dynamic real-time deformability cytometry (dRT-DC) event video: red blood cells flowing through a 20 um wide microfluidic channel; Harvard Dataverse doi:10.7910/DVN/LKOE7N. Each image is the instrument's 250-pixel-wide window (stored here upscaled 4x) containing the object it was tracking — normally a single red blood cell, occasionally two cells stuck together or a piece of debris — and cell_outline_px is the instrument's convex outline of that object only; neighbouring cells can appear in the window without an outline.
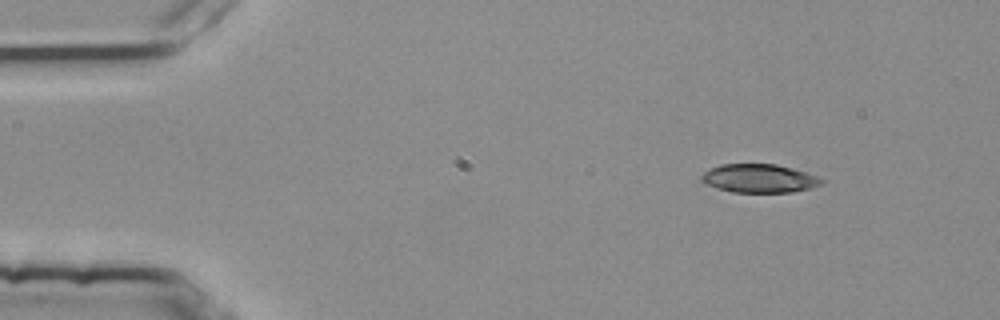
{"species": "common noctule bat (a hibernating species)", "species_latin": "Nyctalus noctula", "temperature_condition": "room temperature", "stored_images_in_passage": 4, "camera_frame_rate_fps": 3000, "um_per_image_px": 0.085, "animal": {"sex": "female", "body_mass_g": 25.1}, "frame": {"image": 1, "passage_image": 1, "time_ms": 0.0, "image_size_px": [1000, 320], "cell_outline_px": [[824, 184], [812, 188], [792, 192], [732, 192], [716, 188], [704, 184], [700, 180], [700, 176], [704, 172], [720, 164], [776, 164], [792, 168], [816, 176], [824, 180]], "centroid_in_image_um": [64.52, 15.17], "position_along_channel_um": 20.5, "area_um2": 20.06}}
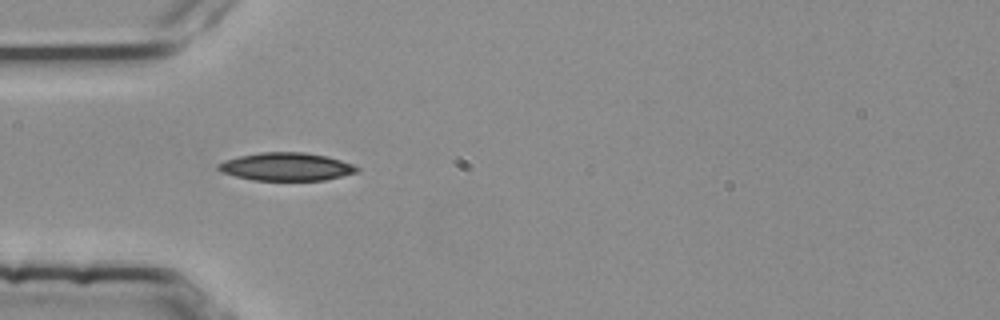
{"frame": {"image": 2, "passage_image": 3, "time_ms": 0.667, "image_size_px": [1000, 320], "cell_outline_px": [[360, 168], [356, 172], [324, 180], [252, 180], [220, 172], [216, 168], [216, 164], [224, 160], [240, 156], [260, 152], [304, 152], [328, 156], [352, 164]], "centroid_in_image_um": [24.29, 14.16], "position_along_channel_um": 60.7, "area_um2": 22.6}}
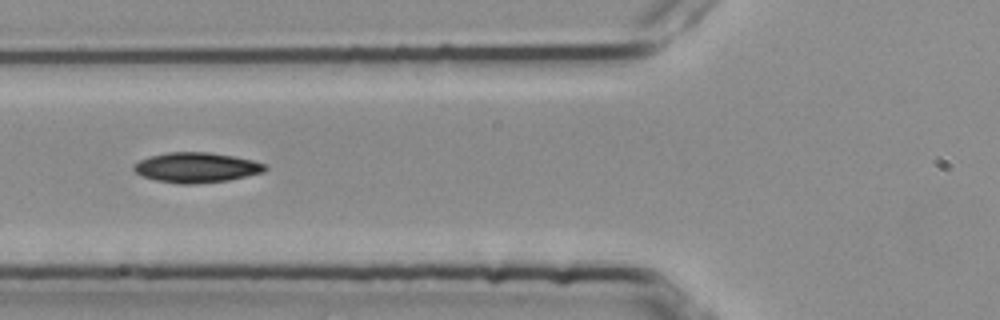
{"frame": {"image": 3, "passage_image": 4, "time_ms": 1.0, "image_size_px": [1000, 320], "cell_outline_px": [[268, 168], [264, 172], [228, 180], [192, 184], [184, 184], [156, 180], [144, 176], [136, 172], [132, 168], [140, 160], [148, 156], [168, 152], [208, 152], [232, 156], [252, 160], [264, 164]], "centroid_in_image_um": [16.7, 14.23], "position_along_channel_um": 109.1, "area_um2": 22.72}}